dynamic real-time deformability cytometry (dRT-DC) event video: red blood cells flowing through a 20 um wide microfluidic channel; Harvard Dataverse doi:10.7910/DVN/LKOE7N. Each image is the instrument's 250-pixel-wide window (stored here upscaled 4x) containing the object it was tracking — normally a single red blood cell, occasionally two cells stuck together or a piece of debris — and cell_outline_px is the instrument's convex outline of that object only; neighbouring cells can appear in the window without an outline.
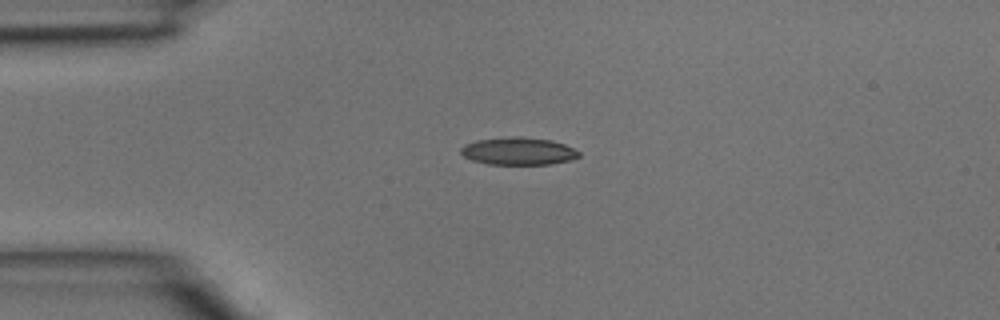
{"species": "common noctule bat (a hibernating species)", "species_latin": "Nyctalus noctula", "temperature_condition": "room temperature", "stored_images_in_passage": 5, "camera_frame_rate_fps": 3000, "um_per_image_px": 0.085, "animal": {"sex": "male", "body_mass_g": 15.6}, "frame": {"image": 1, "passage_image": 3, "time_ms": 0.667, "image_size_px": [1000, 320], "cell_outline_px": [[580, 156], [572, 160], [548, 164], [488, 164], [472, 160], [464, 156], [460, 152], [460, 148], [464, 144], [476, 140], [516, 136], [520, 136], [552, 140], [564, 144], [580, 152]], "centroid_in_image_um": [44.05, 12.84], "position_along_channel_um": 40.9, "area_um2": 18.96}}